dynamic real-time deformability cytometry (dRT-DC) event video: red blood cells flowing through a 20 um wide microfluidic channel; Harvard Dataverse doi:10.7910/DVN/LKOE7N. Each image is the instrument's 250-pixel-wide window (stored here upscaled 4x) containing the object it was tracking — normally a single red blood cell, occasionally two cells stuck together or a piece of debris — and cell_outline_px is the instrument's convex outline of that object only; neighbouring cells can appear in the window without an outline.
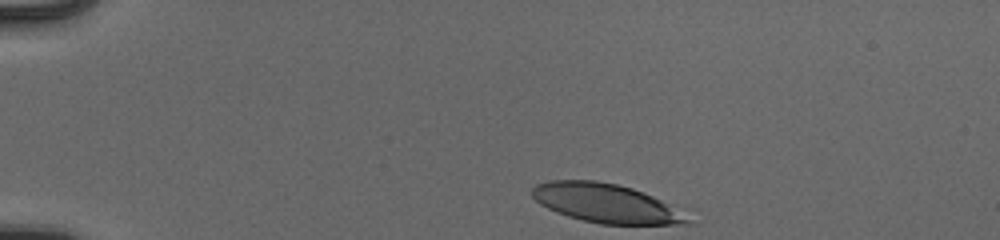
{"species": "human", "species_latin": "Homo sapiens", "temperature_condition": "cold", "stored_images_in_passage": 37, "camera_frame_rate_fps": 3000, "um_per_image_px": 0.085, "donor": {"sex": "male"}, "frame": {"image": 1, "passage_image": 1, "time_ms": 0.0, "image_size_px": [1000, 240], "cell_outline_px": [[696, 224], [600, 224], [568, 216], [556, 212], [540, 204], [532, 196], [532, 188], [536, 184], [548, 180], [596, 180], [616, 184], [632, 188], [644, 192], [692, 216]], "centroid_in_image_um": [51.55, 17.28], "position_along_channel_um": 33.4, "area_um2": 35.43}}
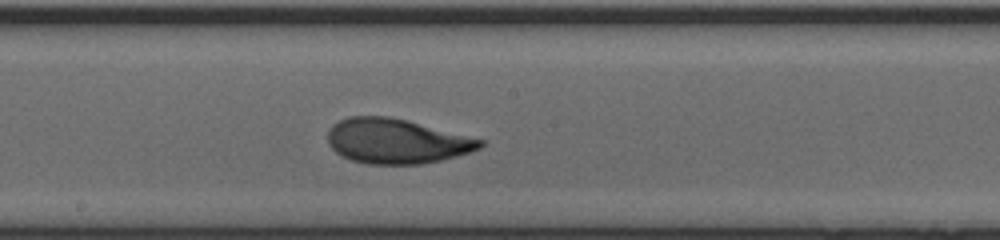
{"frame": {"image": 2, "passage_image": 21, "time_ms": 6.667, "image_size_px": [1000, 240], "cell_outline_px": [[484, 144], [480, 148], [468, 152], [440, 160], [420, 164], [368, 164], [352, 160], [336, 152], [328, 144], [328, 128], [332, 124], [348, 116], [388, 116], [408, 120], [484, 140]], "centroid_in_image_um": [33.66, 11.98], "position_along_channel_um": 214.5, "area_um2": 39.65}}
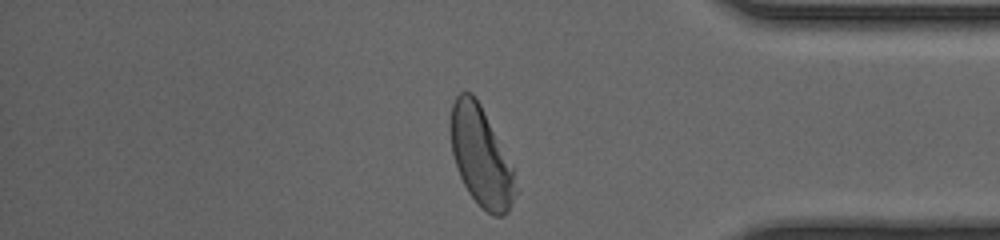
{"frame": {"image": 3, "passage_image": 36, "time_ms": 11.667, "image_size_px": [1000, 240], "cell_outline_px": [[516, 192], [508, 212], [504, 216], [492, 216], [480, 208], [468, 192], [456, 168], [452, 152], [448, 124], [452, 104], [456, 96], [460, 92], [472, 92], [480, 104], [512, 168], [516, 188]], "centroid_in_image_um": [40.83, 13.32], "position_along_channel_um": 394.4, "area_um2": 37.4}, "authors_computed_cell_mechanics": {"area_um2": 39.015, "velocity_mm_per_s": 3.9084, "shape_relaxation_time_tau1_ms": 3.3163, "shape_relaxation_time_tau2_ms": 0.8369, "deformation_change_tau1": 0.191, "deformation_change_tau2": 0.0652}}